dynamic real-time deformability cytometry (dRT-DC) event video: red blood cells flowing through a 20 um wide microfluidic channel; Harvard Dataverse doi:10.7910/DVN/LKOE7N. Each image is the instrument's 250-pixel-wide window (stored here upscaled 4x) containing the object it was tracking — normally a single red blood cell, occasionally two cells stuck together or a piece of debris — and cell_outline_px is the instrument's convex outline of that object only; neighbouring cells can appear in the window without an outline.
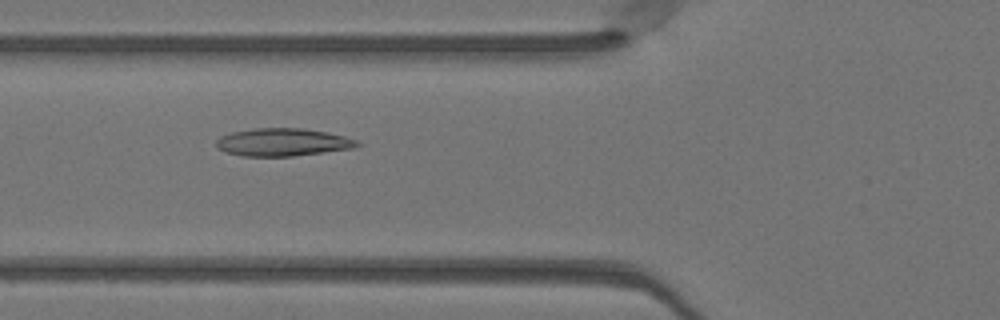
{"species": "Egyptian fruit bat (a non-hibernating species)", "species_latin": "Rousettus aegyptiacus", "temperature_condition": "warm", "stored_images_in_passage": 36, "camera_frame_rate_fps": 3000, "um_per_image_px": 0.085, "animal": {"sex": "female"}, "frame": {"image": 1, "passage_image": 5, "time_ms": 1.333, "image_size_px": [1000, 320], "cell_outline_px": [[360, 144], [352, 148], [292, 156], [244, 156], [224, 152], [216, 148], [216, 140], [220, 136], [232, 132], [252, 128], [300, 128], [324, 132], [344, 136], [356, 140]], "centroid_in_image_um": [23.95, 12.09], "position_along_channel_um": 101.9, "area_um2": 22.6}}
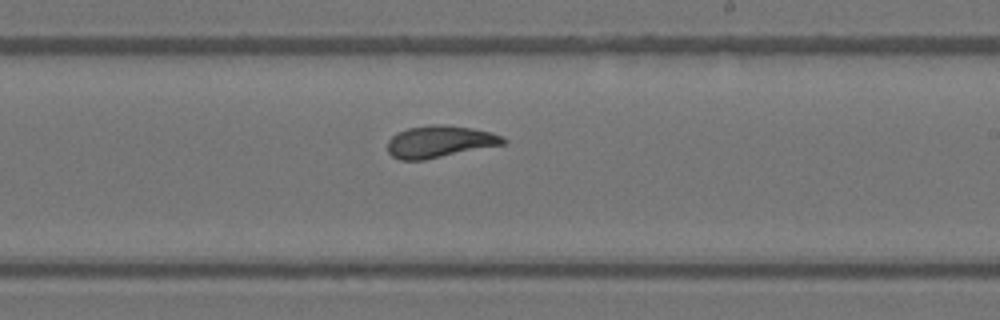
{"frame": {"image": 2, "passage_image": 16, "time_ms": 5.0, "image_size_px": [1000, 320], "cell_outline_px": [[508, 140], [504, 144], [424, 160], [400, 160], [392, 156], [388, 152], [388, 140], [396, 132], [408, 128], [432, 124], [444, 124], [472, 128], [492, 132], [504, 136]], "centroid_in_image_um": [37.38, 12.03], "position_along_channel_um": 251.6, "area_um2": 21.68}}
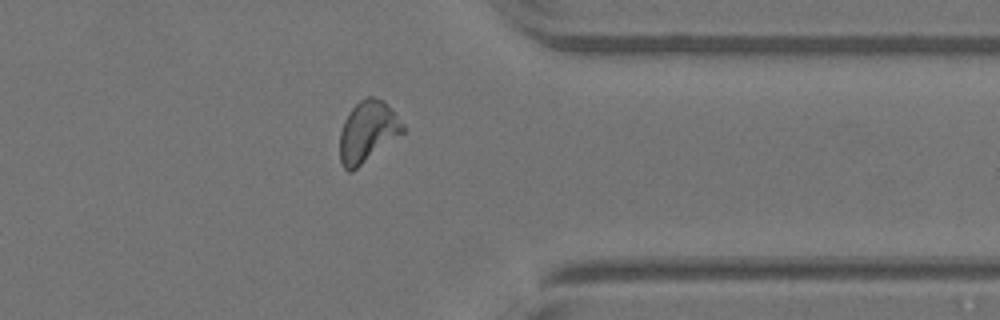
{"frame": {"image": 3, "passage_image": 26, "time_ms": 8.333, "image_size_px": [1000, 320], "cell_outline_px": [[404, 132], [352, 172], [348, 172], [344, 168], [340, 160], [340, 132], [344, 120], [352, 108], [360, 100], [368, 96], [372, 96], [384, 100], [404, 124]], "centroid_in_image_um": [31.24, 11.19], "position_along_channel_um": 380.2, "area_um2": 22.37}, "authors_computed_cell_mechanics": {"area_um2": 21.8484, "velocity_mm_per_s": 4.0888, "shape_relaxation_time_tau1_ms": 8.5303, "shape_relaxation_time_tau2_ms": 2.8535, "deformation_change_tau1": 0.2478, "deformation_change_tau2": 0.0601}}